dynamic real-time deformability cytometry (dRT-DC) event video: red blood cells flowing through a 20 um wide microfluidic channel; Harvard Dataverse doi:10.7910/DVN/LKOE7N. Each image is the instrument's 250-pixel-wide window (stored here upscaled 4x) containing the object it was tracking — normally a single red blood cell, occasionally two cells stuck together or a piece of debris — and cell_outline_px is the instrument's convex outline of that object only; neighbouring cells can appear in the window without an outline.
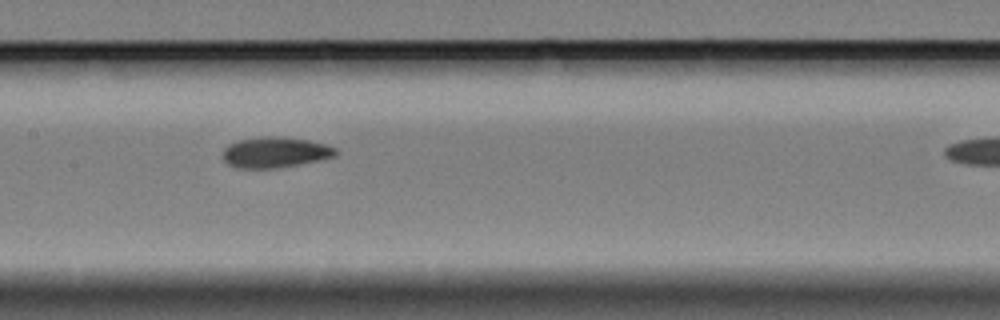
{"species": "Egyptian fruit bat (a non-hibernating species)", "species_latin": "Rousettus aegyptiacus", "temperature_condition": "cold", "stored_images_in_passage": 9, "segment_of_instrument_passage": [1, 2], "camera_frame_rate_fps": 3000, "um_per_image_px": 0.085, "animal": {"sex": "female"}, "frame": {"image": 1, "passage_image": 6, "time_ms": 5.667, "image_size_px": [1000, 320], "cell_outline_px": [[340, 152], [336, 156], [320, 160], [276, 168], [240, 168], [228, 164], [220, 156], [224, 148], [228, 144], [236, 140], [264, 136], [280, 136], [308, 140], [324, 144], [336, 148]], "centroid_in_image_um": [23.37, 12.94], "position_along_channel_um": 184.0, "area_um2": 20.4}}
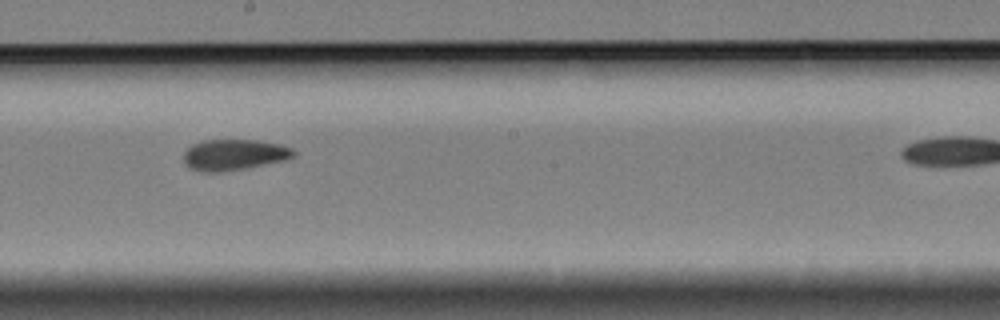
{"frame": {"image": 2, "passage_image": 7, "time_ms": 7.0, "image_size_px": [1000, 320], "cell_outline_px": [[296, 156], [284, 160], [244, 168], [216, 172], [204, 172], [188, 168], [184, 160], [184, 152], [192, 144], [204, 140], [256, 140], [280, 144], [292, 148], [296, 152]], "centroid_in_image_um": [19.89, 13.14], "position_along_channel_um": 228.3, "area_um2": 19.71}}
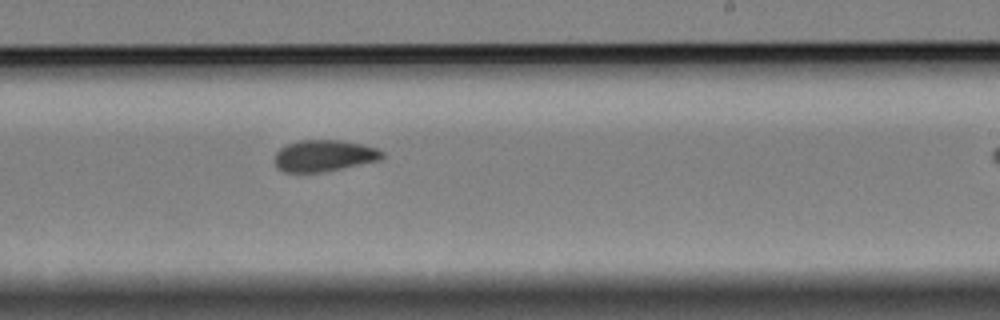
{"frame": {"image": 3, "passage_image": 8, "time_ms": 8.0, "image_size_px": [1000, 320], "cell_outline_px": [[384, 156], [380, 160], [320, 172], [284, 172], [276, 168], [272, 160], [276, 152], [280, 148], [288, 144], [300, 140], [340, 140], [360, 144], [376, 148], [384, 152]], "centroid_in_image_um": [27.49, 13.23], "position_along_channel_um": 261.5, "area_um2": 19.71}}